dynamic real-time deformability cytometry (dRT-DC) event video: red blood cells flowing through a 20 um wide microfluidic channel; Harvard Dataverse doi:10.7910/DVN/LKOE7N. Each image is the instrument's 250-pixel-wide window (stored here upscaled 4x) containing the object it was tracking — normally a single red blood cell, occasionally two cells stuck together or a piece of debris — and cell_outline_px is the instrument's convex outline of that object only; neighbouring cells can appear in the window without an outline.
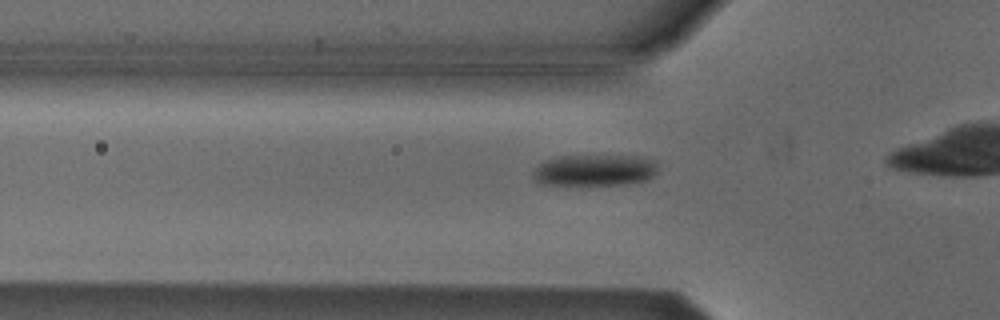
{"species": "Egyptian fruit bat (a non-hibernating species)", "species_latin": "Rousettus aegyptiacus", "temperature_condition": "cold", "stored_images_in_passage": 10, "camera_frame_rate_fps": 3000, "um_per_image_px": 0.085, "animal": {"sex": "male"}, "frame": {"image": 1, "passage_image": 4, "time_ms": 1.0, "image_size_px": [1000, 320], "cell_outline_px": [[656, 172], [648, 180], [628, 184], [540, 184], [532, 176], [532, 172], [544, 160], [560, 156], [636, 156], [656, 160]], "centroid_in_image_um": [50.55, 14.46], "position_along_channel_um": 75.2, "area_um2": 22.72}}
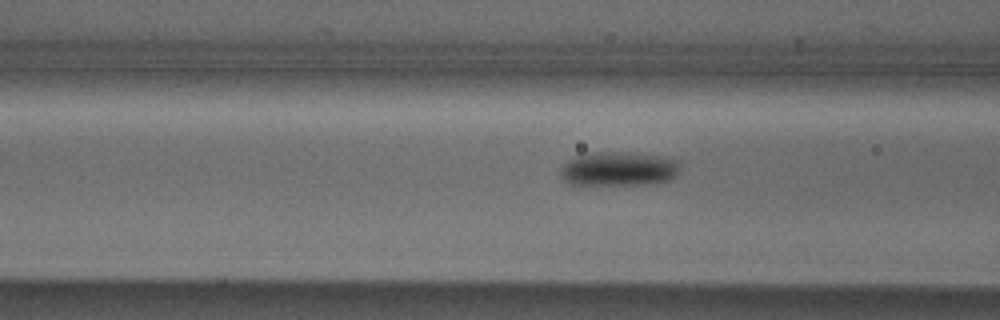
{"frame": {"image": 2, "passage_image": 7, "time_ms": 2.0, "image_size_px": [1000, 320], "cell_outline_px": [[680, 168], [676, 176], [668, 180], [652, 184], [568, 184], [560, 176], [560, 172], [564, 164], [568, 160], [576, 156], [592, 152], [632, 152], [680, 160]], "centroid_in_image_um": [52.6, 14.35], "position_along_channel_um": 114.0, "area_um2": 23.87}}